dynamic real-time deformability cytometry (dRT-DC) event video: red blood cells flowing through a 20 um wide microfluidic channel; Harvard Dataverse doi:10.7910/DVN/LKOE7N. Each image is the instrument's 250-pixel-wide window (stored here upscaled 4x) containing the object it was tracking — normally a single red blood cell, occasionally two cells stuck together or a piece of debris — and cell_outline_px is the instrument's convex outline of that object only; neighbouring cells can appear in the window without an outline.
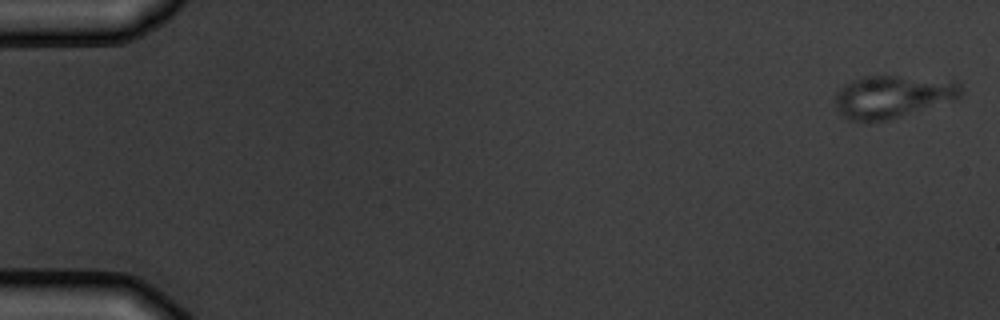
{"species": "common noctule bat (a hibernating species)", "species_latin": "Nyctalus noctula", "temperature_condition": "warm", "stored_images_in_passage": 5, "camera_frame_rate_fps": 3000, "um_per_image_px": 0.085, "animal": {"sex": "male", "body_mass_g": 19.5, "forearm_length_mm": 54.6}, "frame": {"image": 1, "passage_image": 1, "time_ms": 0.0, "image_size_px": [1000, 320], "cell_outline_px": [[964, 92], [956, 100], [888, 120], [848, 120], [836, 112], [836, 92], [844, 84], [852, 80], [864, 76], [900, 76], [960, 80], [964, 88]], "centroid_in_image_um": [75.94, 8.19], "position_along_channel_um": 9.1, "area_um2": 31.73}}